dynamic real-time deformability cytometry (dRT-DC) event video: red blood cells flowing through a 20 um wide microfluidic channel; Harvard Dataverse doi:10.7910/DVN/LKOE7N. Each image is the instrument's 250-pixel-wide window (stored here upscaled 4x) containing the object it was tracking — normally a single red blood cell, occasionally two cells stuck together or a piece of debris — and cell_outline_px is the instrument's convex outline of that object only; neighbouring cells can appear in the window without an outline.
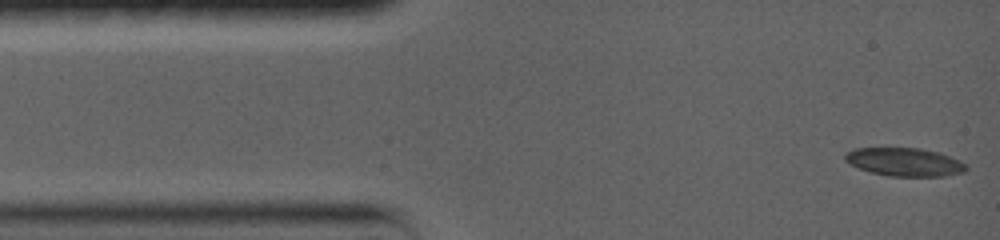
{"species": "common noctule bat (a hibernating species)", "species_latin": "Nyctalus noctula", "temperature_condition": "warm", "stored_images_in_passage": 9, "camera_frame_rate_fps": 5000, "um_per_image_px": 0.085, "animal": {"sex": "female", "body_mass_g": 19.0, "forearm_length_mm": 56.7}, "frame": {"image": 1, "passage_image": 1, "time_ms": 0.0, "image_size_px": [1000, 240], "cell_outline_px": [[968, 168], [964, 172], [944, 176], [888, 176], [872, 172], [860, 168], [844, 160], [844, 156], [848, 152], [856, 148], [920, 148], [940, 152], [960, 160]], "centroid_in_image_um": [76.93, 13.76], "position_along_channel_um": 8.1, "area_um2": 19.83}}